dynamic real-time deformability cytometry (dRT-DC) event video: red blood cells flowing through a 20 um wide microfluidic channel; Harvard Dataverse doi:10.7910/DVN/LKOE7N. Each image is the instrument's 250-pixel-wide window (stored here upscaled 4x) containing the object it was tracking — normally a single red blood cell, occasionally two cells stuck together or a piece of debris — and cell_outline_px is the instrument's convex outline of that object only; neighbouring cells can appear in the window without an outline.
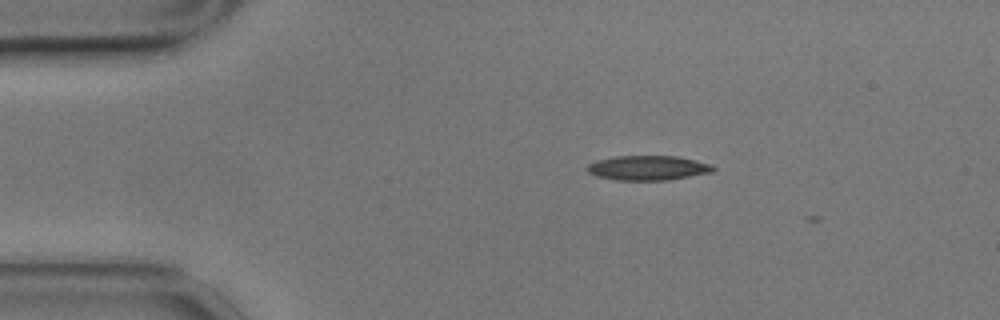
{"species": "common noctule bat (a hibernating species)", "species_latin": "Nyctalus noctula", "temperature_condition": "cold", "stored_images_in_passage": 3, "camera_frame_rate_fps": 3000, "um_per_image_px": 0.085, "animal": {"sex": "male", "body_mass_g": 17.9}, "frame": {"image": 1, "passage_image": 2, "time_ms": 0.333, "image_size_px": [1000, 320], "cell_outline_px": [[716, 172], [668, 180], [616, 180], [596, 176], [588, 172], [588, 164], [596, 160], [612, 156], [676, 156], [696, 160], [712, 164], [716, 168]], "centroid_in_image_um": [55.12, 14.27], "position_along_channel_um": 29.9, "area_um2": 18.32}}